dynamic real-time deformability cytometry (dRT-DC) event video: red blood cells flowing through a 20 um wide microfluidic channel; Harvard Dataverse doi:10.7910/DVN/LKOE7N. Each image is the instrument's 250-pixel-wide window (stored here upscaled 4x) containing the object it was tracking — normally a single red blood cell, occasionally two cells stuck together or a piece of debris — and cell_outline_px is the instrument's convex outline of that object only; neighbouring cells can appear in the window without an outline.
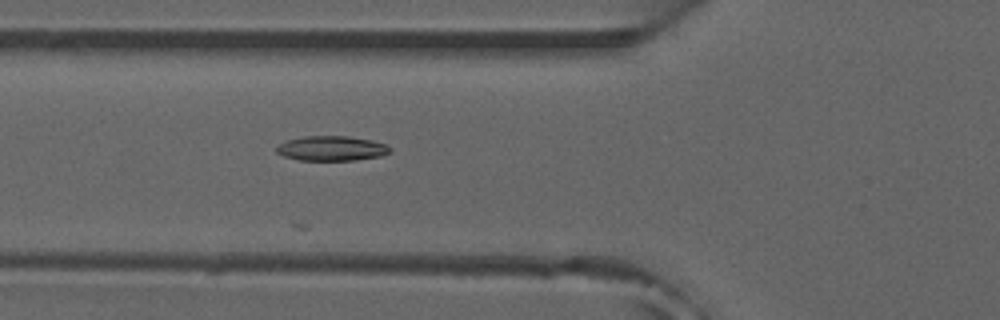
{"species": "common noctule bat (a hibernating species)", "species_latin": "Nyctalus noctula", "temperature_condition": "room temperature", "stored_images_in_passage": 26, "camera_frame_rate_fps": 3000, "um_per_image_px": 0.085, "animal": {"sex": "male", "forearm_length_mm": 52.5}, "frame": {"image": 1, "passage_image": 18, "time_ms": 5.667, "image_size_px": [1000, 320], "cell_outline_px": [[392, 152], [380, 156], [356, 160], [300, 160], [284, 156], [276, 152], [276, 148], [280, 144], [288, 140], [304, 136], [348, 136], [372, 140], [388, 144], [392, 148]], "centroid_in_image_um": [28.25, 12.61], "position_along_channel_um": 97.6, "area_um2": 16.47}}